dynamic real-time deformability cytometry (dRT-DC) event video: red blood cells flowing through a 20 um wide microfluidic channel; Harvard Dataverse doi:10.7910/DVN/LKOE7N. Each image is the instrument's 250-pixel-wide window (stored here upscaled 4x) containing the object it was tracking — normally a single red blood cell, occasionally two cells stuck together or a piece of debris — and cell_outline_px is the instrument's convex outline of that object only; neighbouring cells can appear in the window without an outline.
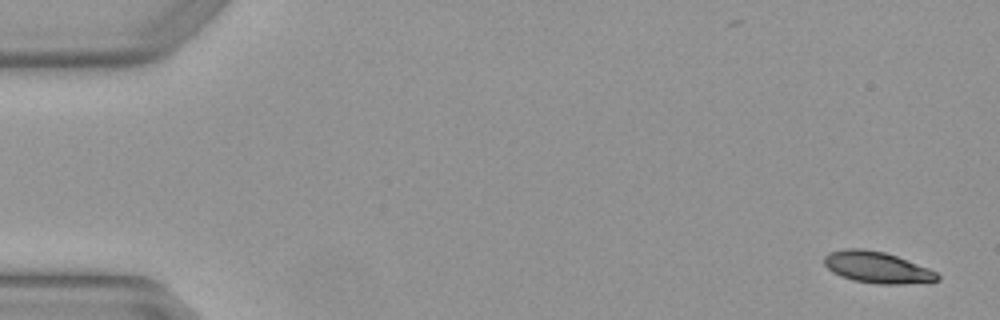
{"species": "Egyptian fruit bat (a non-hibernating species)", "species_latin": "Rousettus aegyptiacus", "temperature_condition": "warm", "stored_images_in_passage": 6, "camera_frame_rate_fps": 3000, "um_per_image_px": 0.085, "animal": {"sex": "female"}, "frame": {"image": 1, "passage_image": 1, "time_ms": 0.0, "image_size_px": [1000, 320], "cell_outline_px": [[940, 280], [900, 284], [880, 284], [852, 280], [840, 276], [832, 272], [824, 264], [824, 256], [828, 252], [844, 248], [860, 248], [884, 252], [896, 256], [928, 268], [936, 272], [940, 276]], "centroid_in_image_um": [74.5, 22.72], "position_along_channel_um": 10.5, "area_um2": 20.63}}
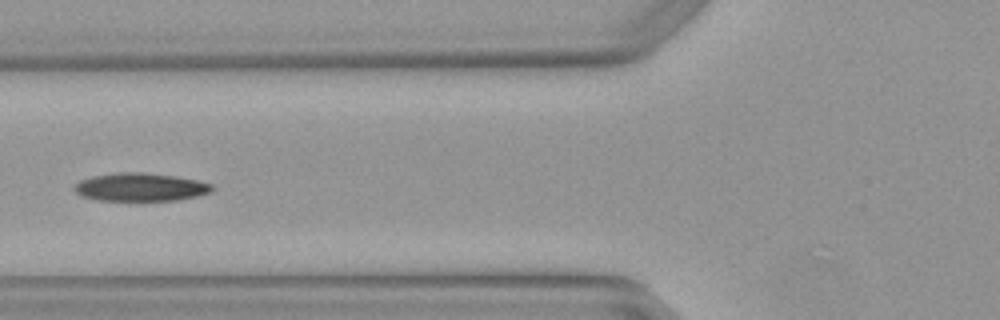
{"frame": {"image": 2, "passage_image": 6, "time_ms": 1.667, "image_size_px": [1000, 320], "cell_outline_px": [[212, 192], [196, 196], [176, 200], [100, 200], [84, 196], [76, 192], [72, 188], [80, 180], [92, 176], [120, 172], [140, 172], [176, 176], [196, 180], [212, 184]], "centroid_in_image_um": [11.94, 15.89], "position_along_channel_um": 113.9, "area_um2": 22.31}}